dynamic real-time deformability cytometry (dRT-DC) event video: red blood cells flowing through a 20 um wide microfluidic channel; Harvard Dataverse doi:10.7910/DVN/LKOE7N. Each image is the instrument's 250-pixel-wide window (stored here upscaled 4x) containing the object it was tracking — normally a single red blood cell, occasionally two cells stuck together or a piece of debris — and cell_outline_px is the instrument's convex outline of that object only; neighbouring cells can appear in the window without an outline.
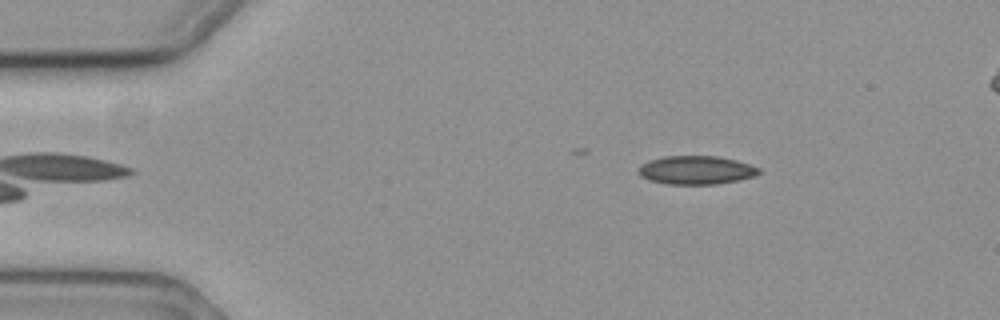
{"species": "common noctule bat (a hibernating species)", "species_latin": "Nyctalus noctula", "temperature_condition": "cold", "stored_images_in_passage": 12, "camera_frame_rate_fps": 3000, "um_per_image_px": 0.085, "animal": {"sex": "female", "body_mass_g": 19.3, "forearm_length_mm": 54.1}, "frame": {"image": 1, "passage_image": 4, "time_ms": 1.0, "image_size_px": [1000, 320], "cell_outline_px": [[760, 172], [752, 176], [736, 180], [716, 184], [668, 184], [648, 180], [640, 176], [640, 164], [648, 160], [664, 156], [720, 156], [736, 160], [760, 168]], "centroid_in_image_um": [59.13, 14.45], "position_along_channel_um": 25.9, "area_um2": 19.88}}
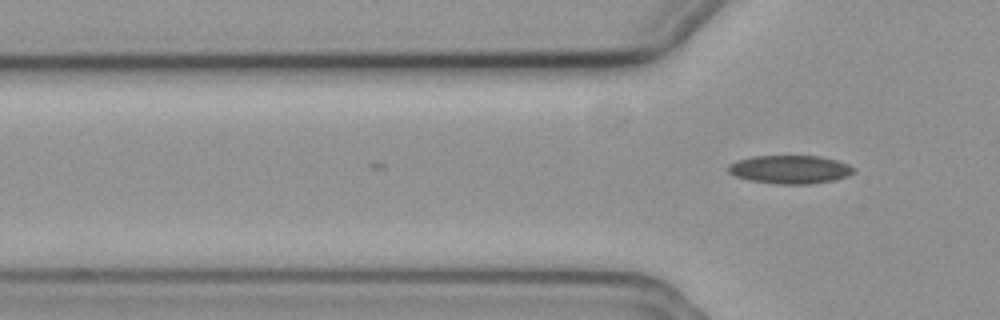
{"frame": {"image": 2, "passage_image": 12, "time_ms": 3.667, "image_size_px": [1000, 320], "cell_outline_px": [[856, 168], [848, 176], [836, 180], [812, 184], [776, 184], [748, 180], [736, 176], [728, 172], [728, 164], [736, 160], [752, 156], [820, 156], [836, 160], [848, 164]], "centroid_in_image_um": [67.15, 14.41], "position_along_channel_um": 58.7, "area_um2": 20.92}}